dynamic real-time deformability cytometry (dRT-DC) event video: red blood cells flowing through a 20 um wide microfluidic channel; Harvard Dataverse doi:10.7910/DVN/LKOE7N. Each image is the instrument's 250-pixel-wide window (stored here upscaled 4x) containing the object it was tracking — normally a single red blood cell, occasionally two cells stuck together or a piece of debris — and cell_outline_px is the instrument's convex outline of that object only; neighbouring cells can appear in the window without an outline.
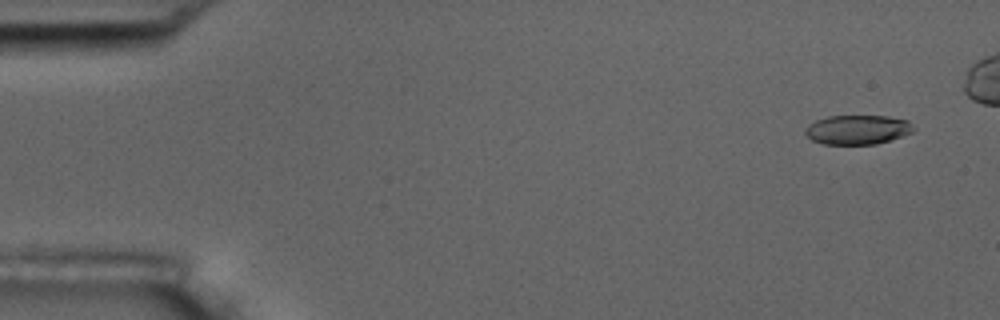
{"species": "common noctule bat (a hibernating species)", "species_latin": "Nyctalus noctula", "temperature_condition": "room temperature", "stored_images_in_passage": 49, "camera_frame_rate_fps": 3000, "um_per_image_px": 0.085, "animal": {"sex": "male", "body_mass_g": 17.5, "forearm_length_mm": 52.3}, "frame": {"image": 1, "passage_image": 2, "time_ms": 0.333, "image_size_px": [1000, 320], "cell_outline_px": [[916, 128], [912, 132], [876, 144], [824, 144], [812, 140], [804, 132], [804, 128], [808, 124], [816, 120], [828, 116], [888, 116], [908, 120]], "centroid_in_image_um": [72.87, 11.01], "position_along_channel_um": 12.1, "area_um2": 18.5}}
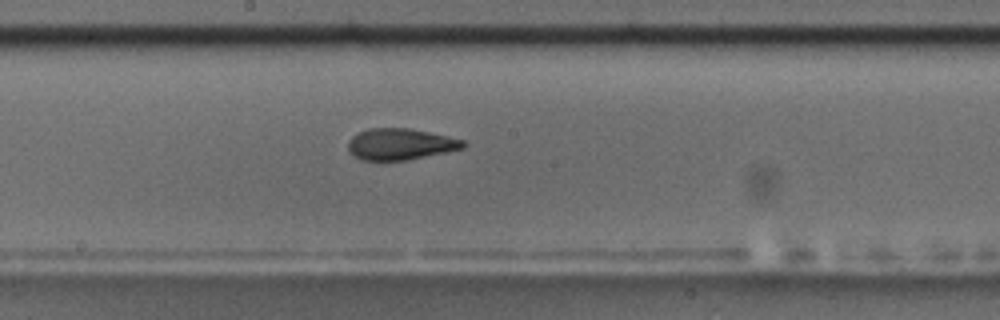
{"frame": {"image": 2, "passage_image": 29, "time_ms": 9.333, "image_size_px": [1000, 320], "cell_outline_px": [[468, 144], [464, 148], [408, 160], [360, 160], [348, 152], [348, 140], [352, 136], [368, 128], [408, 128], [428, 132], [464, 140]], "centroid_in_image_um": [34.0, 12.26], "position_along_channel_um": 214.2, "area_um2": 21.04}}
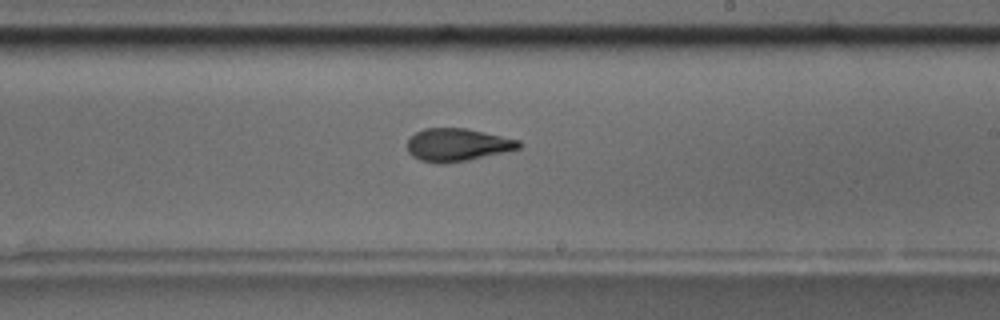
{"frame": {"image": 3, "passage_image": 32, "time_ms": 10.333, "image_size_px": [1000, 320], "cell_outline_px": [[524, 144], [520, 148], [504, 152], [468, 160], [444, 164], [436, 164], [420, 160], [412, 156], [408, 152], [408, 140], [416, 132], [424, 128], [468, 128], [520, 140]], "centroid_in_image_um": [38.89, 12.31], "position_along_channel_um": 250.1, "area_um2": 21.5}, "authors_computed_cell_mechanics": {"area_um2": 20.9814, "velocity_mm_per_s": 3.6001, "shape_relaxation_time_tau1_ms": 5.9762, "shape_relaxation_time_tau2_ms": 2.3254, "deformation_change_tau1": 0.1719, "deformation_change_tau2": 0.0936}}